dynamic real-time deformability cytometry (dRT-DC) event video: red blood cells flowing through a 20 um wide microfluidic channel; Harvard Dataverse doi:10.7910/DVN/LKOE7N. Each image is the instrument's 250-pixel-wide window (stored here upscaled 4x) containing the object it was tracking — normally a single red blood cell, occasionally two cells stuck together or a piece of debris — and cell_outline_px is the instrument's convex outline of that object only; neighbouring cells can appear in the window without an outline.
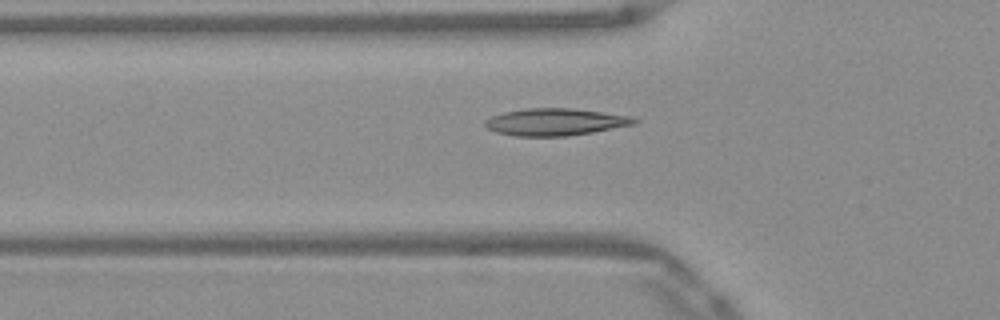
{"species": "Egyptian fruit bat (a non-hibernating species)", "species_latin": "Rousettus aegyptiacus", "temperature_condition": "warm", "stored_images_in_passage": 32, "camera_frame_rate_fps": 3000, "um_per_image_px": 0.085, "frame": {"image": 1, "passage_image": 2, "time_ms": 0.333, "image_size_px": [1000, 320], "cell_outline_px": [[640, 120], [636, 124], [592, 132], [568, 136], [516, 136], [496, 132], [488, 128], [484, 124], [484, 120], [492, 116], [504, 112], [528, 108], [572, 108], [632, 116]], "centroid_in_image_um": [47.22, 10.36], "position_along_channel_um": 78.6, "area_um2": 23.58}}
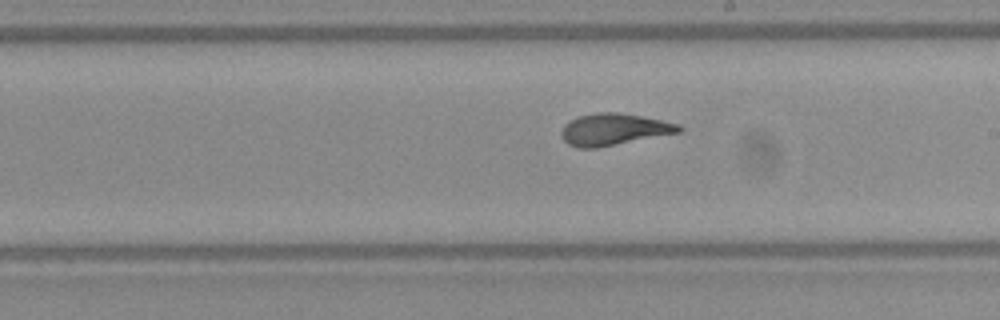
{"frame": {"image": 2, "passage_image": 14, "time_ms": 4.333, "image_size_px": [1000, 320], "cell_outline_px": [[684, 128], [680, 132], [596, 148], [576, 148], [568, 144], [560, 136], [560, 132], [564, 124], [580, 116], [596, 112], [616, 112], [640, 116], [680, 124]], "centroid_in_image_um": [52.15, 11.0], "position_along_channel_um": 236.9, "area_um2": 21.62}}
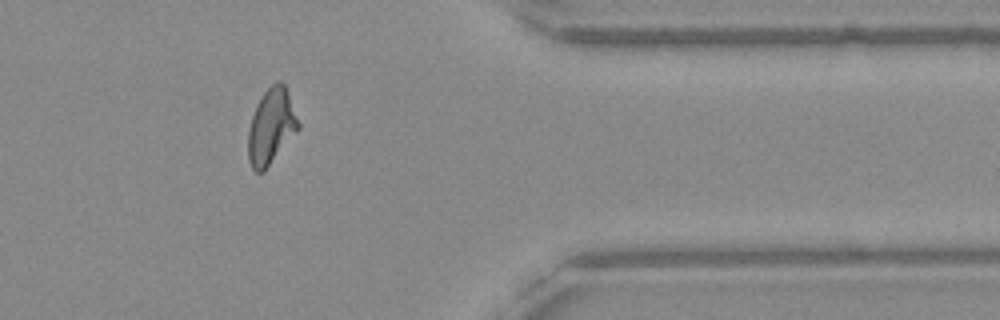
{"frame": {"image": 3, "passage_image": 27, "time_ms": 8.667, "image_size_px": [1000, 320], "cell_outline_px": [[300, 128], [264, 172], [256, 172], [252, 168], [248, 160], [248, 132], [252, 116], [256, 104], [264, 92], [276, 80], [280, 80], [284, 84], [288, 92], [300, 124]], "centroid_in_image_um": [23.05, 10.75], "position_along_channel_um": 388.3, "area_um2": 22.14}, "authors_computed_cell_mechanics": {"area_um2": 21.6461, "velocity_mm_per_s": 3.9331, "shape_relaxation_time_tau1_ms": 8.545, "shape_relaxation_time_tau2_ms": 0.9858, "deformation_change_tau1": 0.2592, "deformation_change_tau2": 0.0624}}